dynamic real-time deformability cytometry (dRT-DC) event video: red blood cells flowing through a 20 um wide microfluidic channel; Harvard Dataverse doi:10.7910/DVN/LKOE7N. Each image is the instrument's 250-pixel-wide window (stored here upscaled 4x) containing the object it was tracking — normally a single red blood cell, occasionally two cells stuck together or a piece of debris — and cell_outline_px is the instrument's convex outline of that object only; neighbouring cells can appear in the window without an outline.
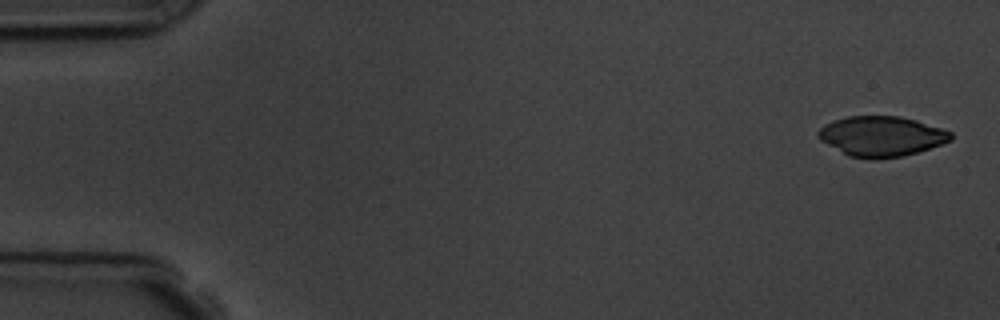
{"species": "common noctule bat (a hibernating species)", "species_latin": "Nyctalus noctula", "temperature_condition": "room temperature", "stored_images_in_passage": 5, "camera_frame_rate_fps": 3000, "um_per_image_px": 0.085, "animal": {"sex": "male", "body_mass_g": 19.5, "forearm_length_mm": 54.6}, "frame": {"image": 1, "passage_image": 1, "time_ms": 0.0, "image_size_px": [1000, 320], "cell_outline_px": [[952, 140], [916, 152], [900, 156], [872, 160], [868, 160], [848, 156], [820, 140], [816, 136], [816, 132], [824, 124], [832, 120], [848, 116], [900, 116], [916, 120], [952, 132]], "centroid_in_image_um": [74.86, 11.58], "position_along_channel_um": 10.1, "area_um2": 31.04}}